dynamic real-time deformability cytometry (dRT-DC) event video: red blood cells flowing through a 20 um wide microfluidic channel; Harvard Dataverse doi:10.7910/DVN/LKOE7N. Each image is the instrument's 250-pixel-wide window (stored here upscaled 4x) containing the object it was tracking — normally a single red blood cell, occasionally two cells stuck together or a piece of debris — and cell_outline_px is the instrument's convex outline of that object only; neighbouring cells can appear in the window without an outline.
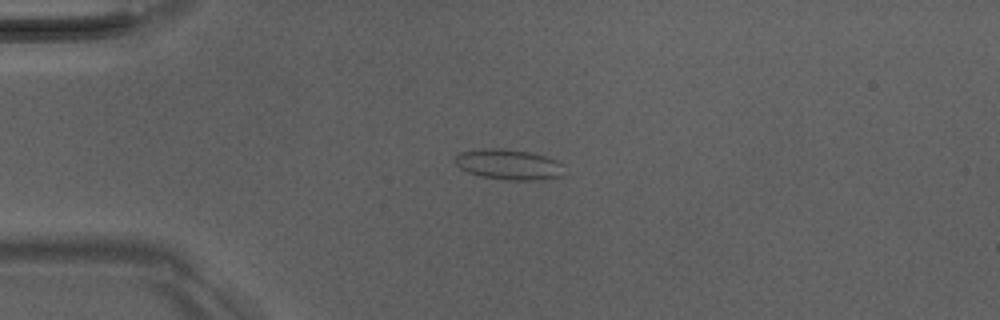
{"species": "Egyptian fruit bat (a non-hibernating species)", "species_latin": "Rousettus aegyptiacus", "temperature_condition": "room temperature", "stored_images_in_passage": 39, "camera_frame_rate_fps": 3000, "um_per_image_px": 0.085, "animal": {"sex": "male"}, "frame": {"image": 1, "passage_image": 1, "time_ms": 0.0, "image_size_px": [1000, 320], "cell_outline_px": [[560, 176], [544, 180], [508, 180], [480, 176], [468, 172], [460, 168], [456, 164], [456, 156], [460, 152], [476, 148], [504, 148], [528, 152], [544, 156], [556, 160], [560, 164]], "centroid_in_image_um": [43.17, 13.97], "position_along_channel_um": 41.8, "area_um2": 19.19}}
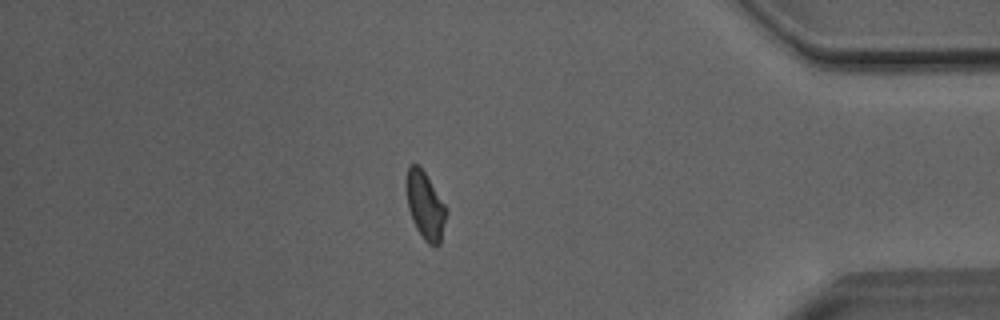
{"frame": {"image": 2, "passage_image": 32, "time_ms": 10.333, "image_size_px": [1000, 320], "cell_outline_px": [[448, 212], [440, 244], [436, 248], [428, 244], [424, 240], [416, 228], [412, 220], [408, 208], [404, 184], [408, 164], [416, 164], [424, 172], [448, 208]], "centroid_in_image_um": [36.14, 17.49], "position_along_channel_um": 399.1, "area_um2": 16.18}}
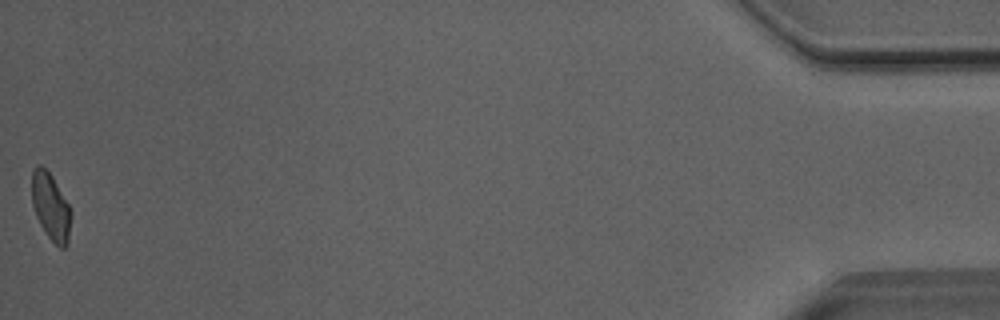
{"frame": {"image": 3, "passage_image": 39, "time_ms": 12.667, "image_size_px": [1000, 320], "cell_outline_px": [[72, 216], [68, 244], [64, 248], [60, 248], [48, 236], [40, 224], [36, 216], [32, 204], [32, 172], [36, 164], [40, 164], [52, 176], [68, 204], [72, 212]], "centroid_in_image_um": [4.32, 17.58], "position_along_channel_um": 430.9, "area_um2": 15.32}, "authors_computed_cell_mechanics": {"area_um2": 16.0684, "velocity_mm_per_s": 4.0694, "shape_relaxation_time_tau1_ms": 6.5466, "shape_relaxation_time_tau2_ms": 1.8191, "deformation_change_tau1": 0.1392, "deformation_change_tau2": 0.0817}}